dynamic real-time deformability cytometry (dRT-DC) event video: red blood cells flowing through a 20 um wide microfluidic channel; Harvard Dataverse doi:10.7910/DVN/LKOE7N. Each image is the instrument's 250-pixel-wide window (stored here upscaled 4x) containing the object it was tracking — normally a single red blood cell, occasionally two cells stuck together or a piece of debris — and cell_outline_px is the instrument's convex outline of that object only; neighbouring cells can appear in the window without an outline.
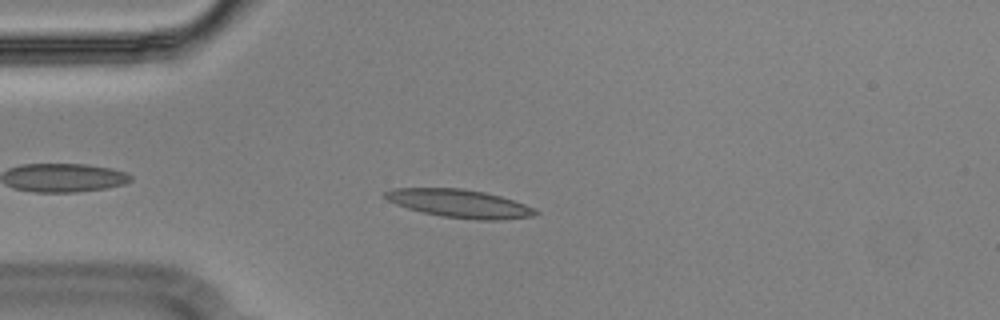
{"species": "Egyptian fruit bat (a non-hibernating species)", "species_latin": "Rousettus aegyptiacus", "temperature_condition": "cold", "stored_images_in_passage": 43, "camera_frame_rate_fps": 3000, "um_per_image_px": 0.085, "animal": {"sex": "male"}, "frame": {"image": 1, "passage_image": 6, "time_ms": 1.667, "image_size_px": [1000, 320], "cell_outline_px": [[540, 212], [536, 216], [500, 220], [476, 220], [440, 216], [408, 208], [396, 204], [388, 200], [384, 196], [384, 192], [392, 188], [460, 188], [484, 192], [500, 196], [536, 208]], "centroid_in_image_um": [39.1, 17.3], "position_along_channel_um": 45.9, "area_um2": 24.68}}
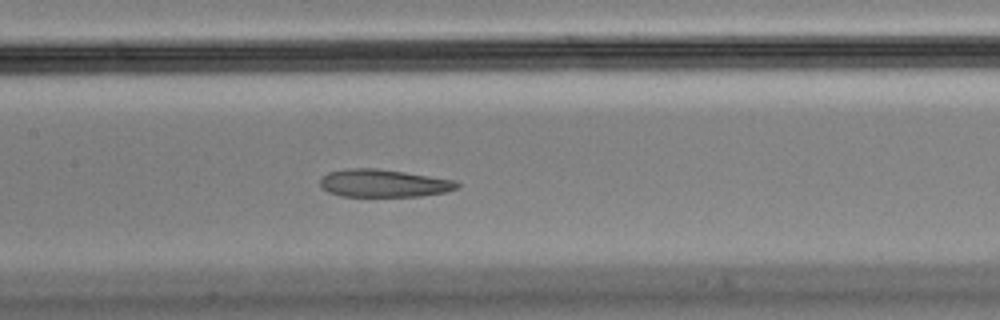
{"frame": {"image": 2, "passage_image": 18, "time_ms": 5.667, "image_size_px": [1000, 320], "cell_outline_px": [[460, 188], [444, 192], [420, 196], [340, 196], [328, 192], [320, 188], [320, 180], [328, 172], [344, 168], [376, 168], [404, 172], [456, 180], [460, 184]], "centroid_in_image_um": [32.6, 15.57], "position_along_channel_um": 174.8, "area_um2": 22.25}}
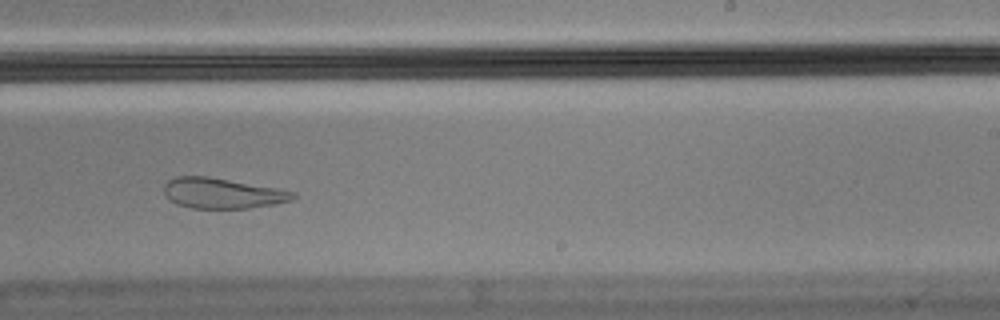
{"frame": {"image": 3, "passage_image": 26, "time_ms": 8.333, "image_size_px": [1000, 320], "cell_outline_px": [[296, 196], [292, 200], [276, 204], [248, 208], [192, 208], [176, 204], [164, 192], [164, 184], [168, 180], [176, 176], [208, 176], [276, 188], [296, 192]], "centroid_in_image_um": [18.91, 16.42], "position_along_channel_um": 270.1, "area_um2": 22.77}, "authors_computed_cell_mechanics": {"area_um2": 24.3338, "velocity_mm_per_s": 3.5879, "shape_relaxation_time_tau1_ms": null, "shape_relaxation_time_tau2_ms": 2.6959, "deformation_change_tau1": null, "deformation_change_tau2": 0.0938}}